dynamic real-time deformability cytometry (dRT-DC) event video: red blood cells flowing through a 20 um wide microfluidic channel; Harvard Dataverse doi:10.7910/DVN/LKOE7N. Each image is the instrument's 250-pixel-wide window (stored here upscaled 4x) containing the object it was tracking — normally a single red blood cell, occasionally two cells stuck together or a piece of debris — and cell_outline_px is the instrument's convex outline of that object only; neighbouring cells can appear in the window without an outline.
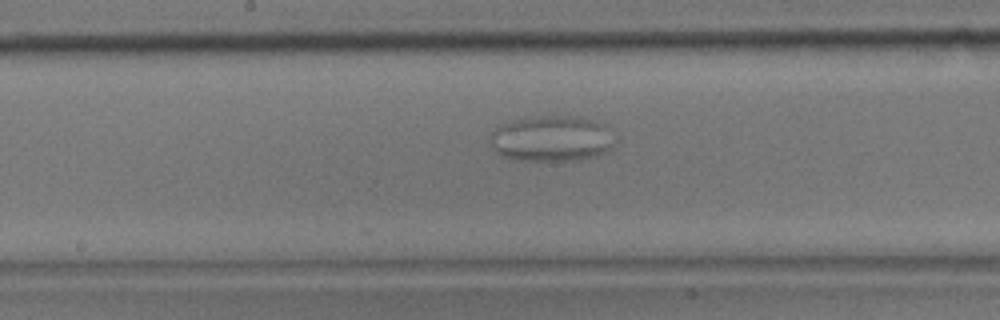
{"species": "common noctule bat (a hibernating species)", "species_latin": "Nyctalus noctula", "temperature_condition": "room temperature", "stored_images_in_passage": 38, "camera_frame_rate_fps": 3000, "um_per_image_px": 0.085, "animal": {"sex": "male", "body_mass_g": 17.9}, "frame": {"image": 1, "passage_image": 13, "time_ms": 4.0, "image_size_px": [1000, 320], "cell_outline_px": [[616, 144], [612, 148], [600, 156], [568, 160], [524, 160], [504, 156], [496, 152], [488, 136], [500, 124], [532, 116], [580, 116], [608, 124], [616, 140]], "centroid_in_image_um": [46.97, 11.76], "position_along_channel_um": 201.2, "area_um2": 33.7}}